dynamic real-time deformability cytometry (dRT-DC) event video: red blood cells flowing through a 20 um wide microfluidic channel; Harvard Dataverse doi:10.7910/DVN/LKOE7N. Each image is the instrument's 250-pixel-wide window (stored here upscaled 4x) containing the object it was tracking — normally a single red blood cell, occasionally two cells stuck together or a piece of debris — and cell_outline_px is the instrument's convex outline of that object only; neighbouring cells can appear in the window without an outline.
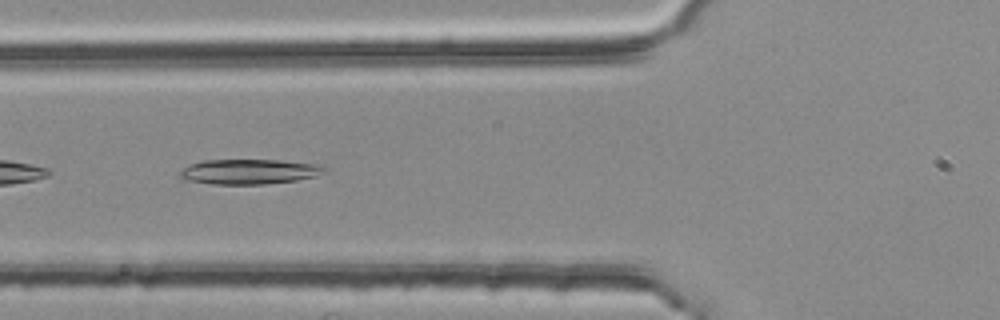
{"species": "common noctule bat (a hibernating species)", "species_latin": "Nyctalus noctula", "temperature_condition": "room temperature", "stored_images_in_passage": 37, "camera_frame_rate_fps": 3000, "um_per_image_px": 0.085, "animal": {"sex": "female", "body_mass_g": 25.1}, "frame": {"image": 1, "passage_image": 4, "time_ms": 1.0, "image_size_px": [1000, 320], "cell_outline_px": [[324, 168], [316, 176], [296, 180], [264, 184], [212, 184], [188, 180], [180, 176], [180, 172], [184, 168], [192, 164], [204, 160], [280, 160], [316, 164]], "centroid_in_image_um": [21.15, 14.59], "position_along_channel_um": 104.7, "area_um2": 20.58}}
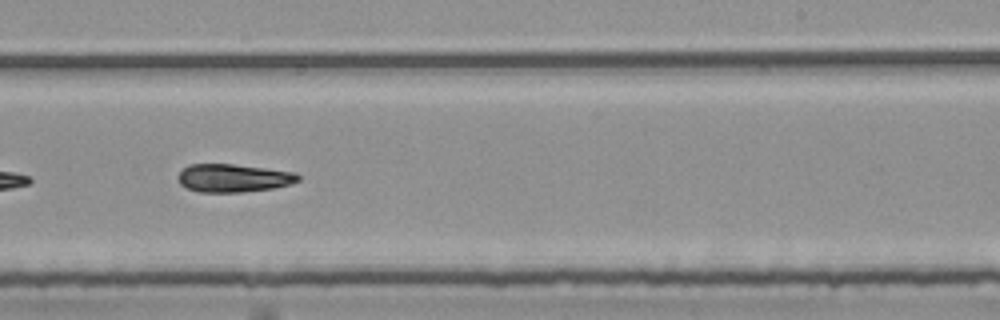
{"frame": {"image": 2, "passage_image": 17, "time_ms": 5.333, "image_size_px": [1000, 320], "cell_outline_px": [[300, 180], [292, 184], [272, 188], [240, 192], [200, 192], [188, 188], [180, 184], [180, 172], [188, 164], [232, 164], [296, 172], [300, 176]], "centroid_in_image_um": [19.88, 15.13], "position_along_channel_um": 269.1, "area_um2": 19.48}}
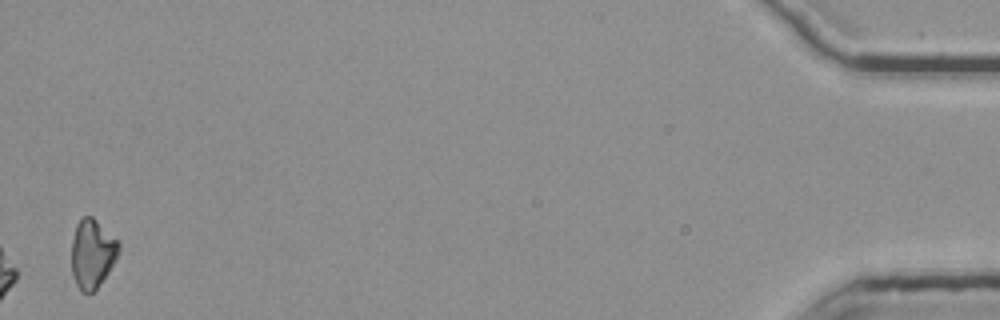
{"frame": {"image": 3, "passage_image": 37, "time_ms": 12.0, "image_size_px": [1000, 320], "cell_outline_px": [[120, 252], [116, 260], [108, 272], [96, 288], [92, 292], [80, 292], [72, 276], [72, 240], [76, 224], [84, 216], [92, 216], [120, 244]], "centroid_in_image_um": [7.83, 21.57], "position_along_channel_um": 427.4, "area_um2": 18.73}, "authors_computed_cell_mechanics": {"area_um2": 19.5942, "velocity_mm_per_s": 3.8032, "shape_relaxation_time_tau1_ms": 6.9723, "shape_relaxation_time_tau2_ms": null, "deformation_change_tau1": 0.2076, "deformation_change_tau2": null}}